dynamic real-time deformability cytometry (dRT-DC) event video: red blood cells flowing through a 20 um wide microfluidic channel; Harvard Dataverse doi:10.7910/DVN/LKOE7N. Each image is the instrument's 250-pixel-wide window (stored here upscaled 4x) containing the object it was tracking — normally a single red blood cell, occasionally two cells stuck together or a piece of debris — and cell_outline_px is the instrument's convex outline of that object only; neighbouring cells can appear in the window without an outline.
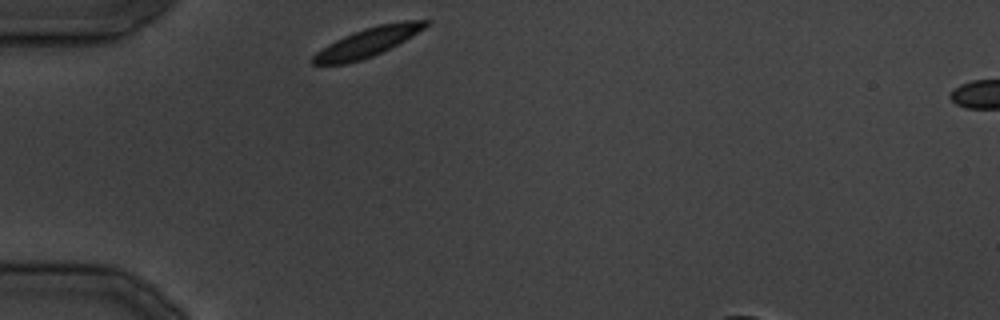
{"species": "common noctule bat (a hibernating species)", "species_latin": "Nyctalus noctula", "temperature_condition": "cold", "stored_images_in_passage": 4, "camera_frame_rate_fps": 3000, "um_per_image_px": 0.085, "animal": {"sex": "male", "body_mass_g": 19.5, "forearm_length_mm": 54.6}, "frame": {"image": 1, "passage_image": 1, "time_ms": 0.0, "image_size_px": [1000, 320], "cell_outline_px": [[432, 20], [424, 28], [412, 36], [372, 56], [348, 64], [312, 64], [308, 60], [316, 52], [328, 44], [352, 32], [364, 28], [380, 24], [400, 20]], "centroid_in_image_um": [31.21, 3.58], "position_along_channel_um": 53.8, "area_um2": 18.9}}